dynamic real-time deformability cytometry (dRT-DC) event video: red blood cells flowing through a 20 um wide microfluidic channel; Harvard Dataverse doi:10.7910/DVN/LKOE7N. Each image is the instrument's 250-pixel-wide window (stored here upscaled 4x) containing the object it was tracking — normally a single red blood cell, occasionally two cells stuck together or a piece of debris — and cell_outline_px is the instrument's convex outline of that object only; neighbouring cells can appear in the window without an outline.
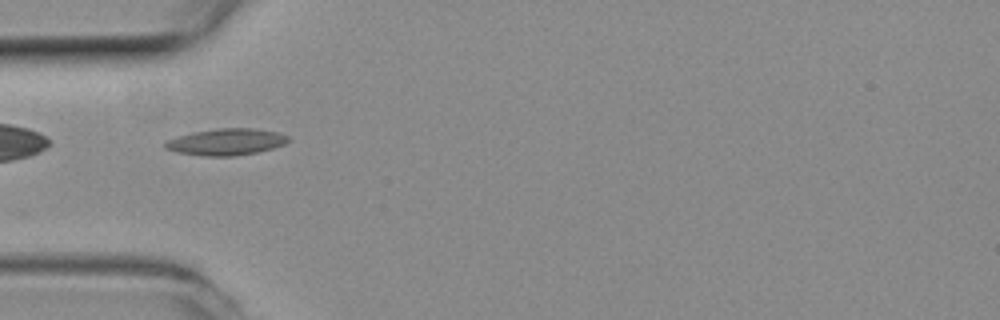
{"species": "common noctule bat (a hibernating species)", "species_latin": "Nyctalus noctula", "temperature_condition": "room temperature", "stored_images_in_passage": 31, "camera_frame_rate_fps": 3000, "um_per_image_px": 0.085, "animal": {"sex": "female", "body_mass_g": 19.3, "forearm_length_mm": 54.1}, "frame": {"image": 1, "passage_image": 2, "time_ms": 0.333, "image_size_px": [1000, 320], "cell_outline_px": [[292, 140], [284, 144], [272, 148], [256, 152], [236, 156], [204, 156], [176, 152], [164, 148], [164, 144], [168, 140], [180, 136], [196, 132], [216, 128], [252, 128], [276, 132], [288, 136]], "centroid_in_image_um": [19.25, 12.07], "position_along_channel_um": 65.7, "area_um2": 18.9}}
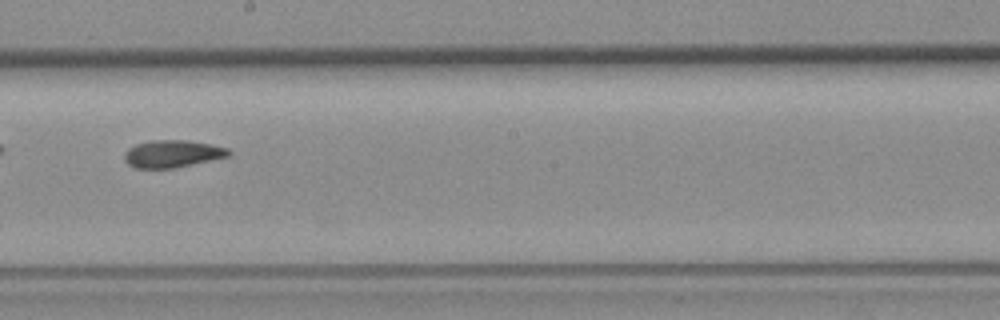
{"frame": {"image": 2, "passage_image": 15, "time_ms": 4.667, "image_size_px": [1000, 320], "cell_outline_px": [[232, 152], [228, 156], [176, 168], [136, 168], [128, 164], [124, 160], [124, 156], [128, 148], [136, 144], [152, 140], [188, 140], [212, 144], [228, 148]], "centroid_in_image_um": [14.66, 13.07], "position_along_channel_um": 233.5, "area_um2": 16.65}}
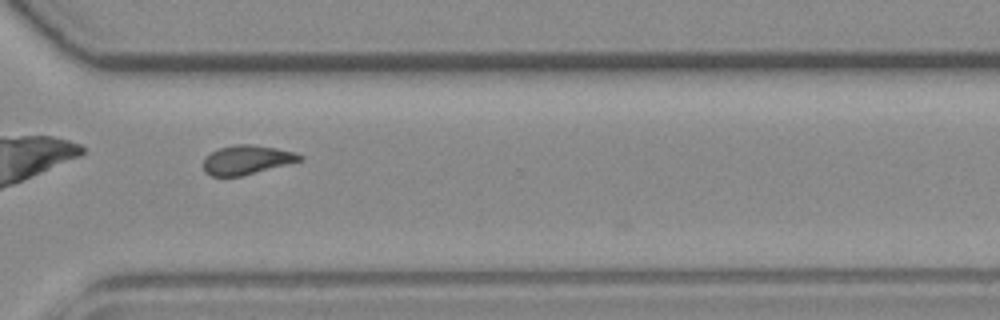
{"frame": {"image": 3, "passage_image": 24, "time_ms": 7.667, "image_size_px": [1000, 320], "cell_outline_px": [[304, 160], [240, 176], [212, 176], [204, 172], [204, 156], [220, 148], [232, 144], [252, 144], [276, 148], [296, 152], [304, 156]], "centroid_in_image_um": [20.99, 13.57], "position_along_channel_um": 349.6, "area_um2": 16.42}, "authors_computed_cell_mechanics": {"area_um2": 16.6464, "velocity_mm_per_s": 3.8712, "shape_relaxation_time_tau1_ms": null, "shape_relaxation_time_tau2_ms": 6.8591, "deformation_change_tau1": null, "deformation_change_tau2": 0.1409}}